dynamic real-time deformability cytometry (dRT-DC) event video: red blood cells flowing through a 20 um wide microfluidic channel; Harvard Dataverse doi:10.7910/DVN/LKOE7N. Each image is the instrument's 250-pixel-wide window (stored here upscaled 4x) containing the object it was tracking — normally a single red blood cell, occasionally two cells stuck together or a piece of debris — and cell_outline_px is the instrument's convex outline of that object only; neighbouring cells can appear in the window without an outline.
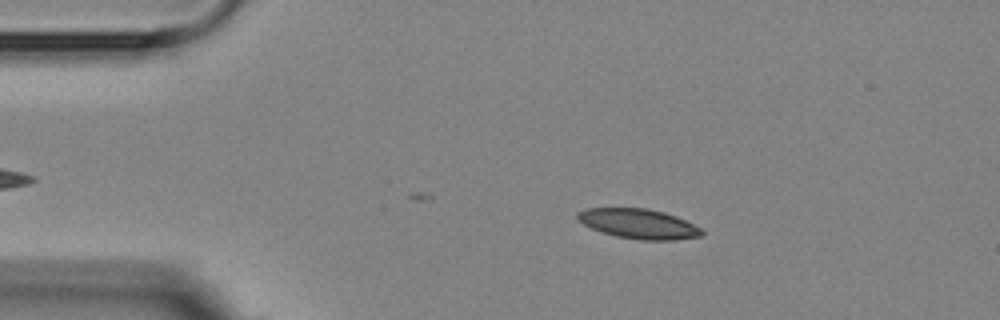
{"species": "Egyptian fruit bat (a non-hibernating species)", "species_latin": "Rousettus aegyptiacus", "temperature_condition": "room temperature", "stored_images_in_passage": 6, "camera_frame_rate_fps": 3000, "um_per_image_px": 0.085, "animal": {"sex": "female"}, "frame": {"image": 1, "passage_image": 3, "time_ms": 4.0, "image_size_px": [1000, 320], "cell_outline_px": [[704, 236], [676, 240], [640, 240], [616, 236], [592, 228], [584, 224], [576, 216], [576, 212], [588, 208], [648, 208], [664, 212], [676, 216], [700, 228], [704, 232]], "centroid_in_image_um": [54.31, 19.02], "position_along_channel_um": 30.7, "area_um2": 21.5}}
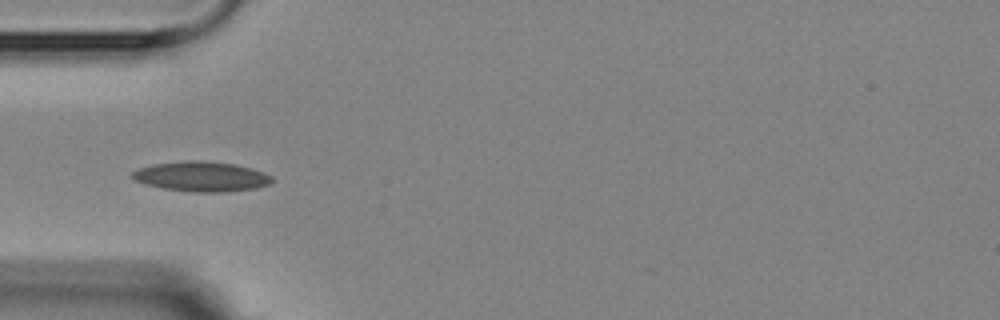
{"frame": {"image": 2, "passage_image": 5, "time_ms": 6.333, "image_size_px": [1000, 320], "cell_outline_px": [[272, 184], [256, 188], [224, 192], [192, 192], [164, 188], [144, 184], [132, 180], [128, 176], [132, 172], [140, 168], [152, 164], [184, 160], [204, 160], [236, 164], [252, 168], [264, 172], [272, 176]], "centroid_in_image_um": [17.11, 14.99], "position_along_channel_um": 67.9, "area_um2": 24.8}}